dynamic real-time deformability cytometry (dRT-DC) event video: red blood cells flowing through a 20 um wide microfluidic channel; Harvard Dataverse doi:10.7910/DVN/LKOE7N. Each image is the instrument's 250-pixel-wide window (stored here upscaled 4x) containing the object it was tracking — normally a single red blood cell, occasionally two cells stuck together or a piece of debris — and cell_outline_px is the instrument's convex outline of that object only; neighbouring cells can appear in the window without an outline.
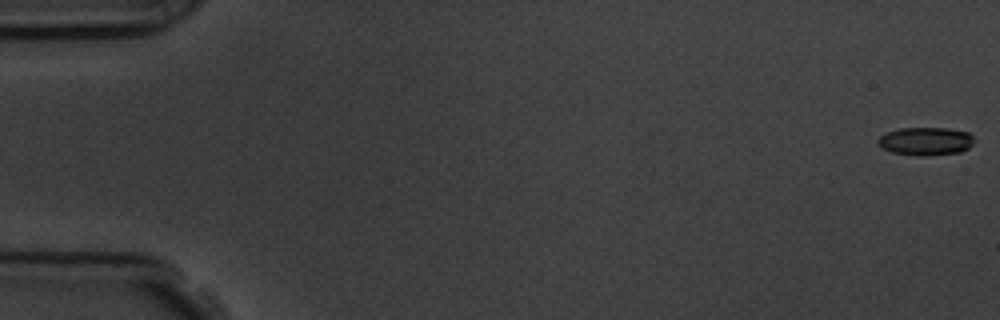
{"species": "common noctule bat (a hibernating species)", "species_latin": "Nyctalus noctula", "temperature_condition": "room temperature", "stored_images_in_passage": 10, "camera_frame_rate_fps": 3000, "um_per_image_px": 0.085, "animal": {"sex": "male", "body_mass_g": 19.5, "forearm_length_mm": 54.6}, "frame": {"image": 1, "passage_image": 1, "time_ms": 0.0, "image_size_px": [1000, 320], "cell_outline_px": [[976, 140], [968, 148], [960, 152], [924, 156], [916, 156], [892, 152], [884, 148], [876, 140], [880, 136], [888, 132], [900, 128], [948, 128], [968, 132]], "centroid_in_image_um": [78.71, 12.0], "position_along_channel_um": 6.3, "area_um2": 15.72}}
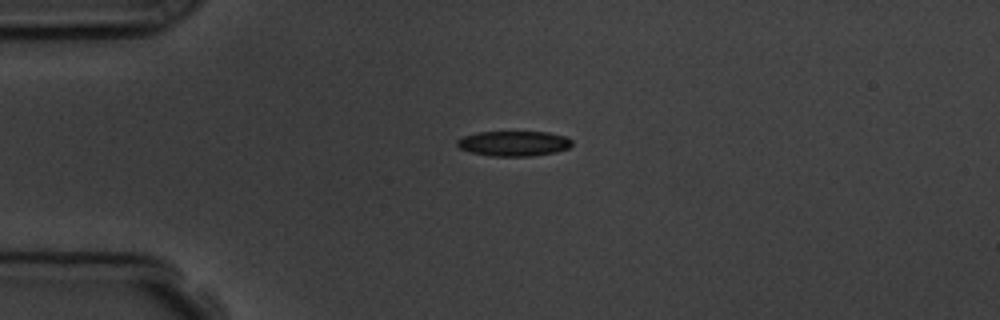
{"frame": {"image": 2, "passage_image": 5, "time_ms": 4.333, "image_size_px": [1000, 320], "cell_outline_px": [[572, 144], [568, 148], [556, 152], [532, 156], [492, 156], [472, 152], [460, 148], [456, 144], [456, 140], [464, 136], [476, 132], [548, 132], [564, 136], [572, 140]], "centroid_in_image_um": [43.67, 12.19], "position_along_channel_um": 41.3, "area_um2": 16.76}}
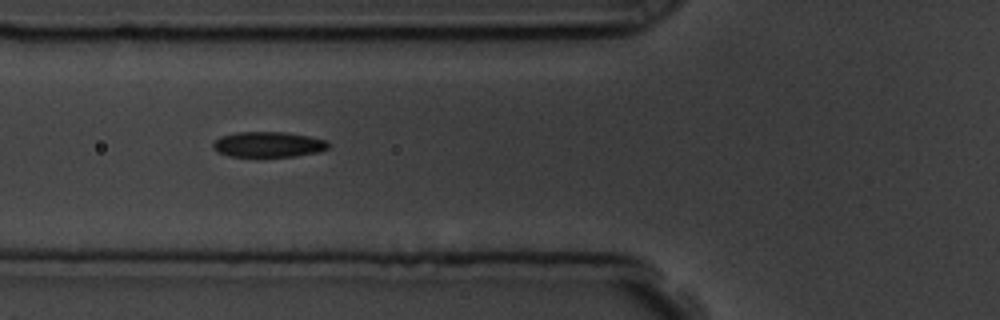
{"frame": {"image": 3, "passage_image": 7, "time_ms": 6.667, "image_size_px": [1000, 320], "cell_outline_px": [[328, 148], [320, 152], [296, 156], [228, 156], [216, 152], [212, 148], [212, 144], [220, 136], [236, 132], [284, 132], [308, 136], [324, 140], [328, 144]], "centroid_in_image_um": [22.76, 12.28], "position_along_channel_um": 103.0, "area_um2": 17.05}}